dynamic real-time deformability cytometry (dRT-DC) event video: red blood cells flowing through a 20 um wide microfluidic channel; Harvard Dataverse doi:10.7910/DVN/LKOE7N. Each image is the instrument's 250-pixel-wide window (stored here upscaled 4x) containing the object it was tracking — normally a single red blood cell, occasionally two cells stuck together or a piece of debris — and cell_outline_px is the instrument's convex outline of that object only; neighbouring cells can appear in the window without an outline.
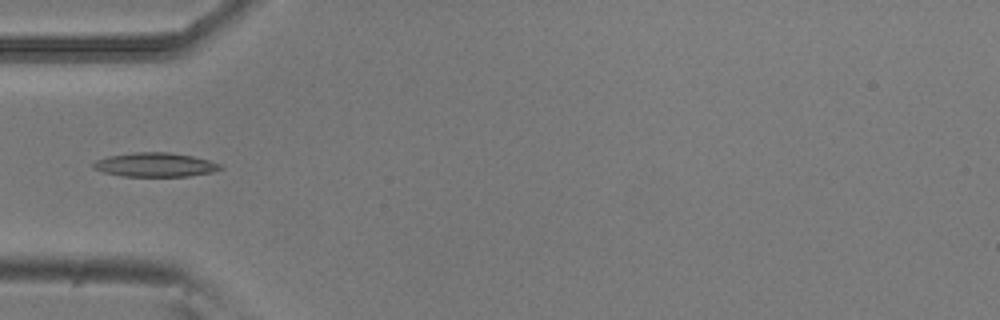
{"species": "common noctule bat (a hibernating species)", "species_latin": "Nyctalus noctula", "temperature_condition": "room temperature", "stored_images_in_passage": 5, "camera_frame_rate_fps": 3000, "um_per_image_px": 0.085, "animal": {"sex": "male", "body_mass_g": 20.5, "forearm_length_mm": 52.5}, "frame": {"image": 1, "passage_image": 4, "time_ms": 1.0, "image_size_px": [1000, 320], "cell_outline_px": [[224, 168], [212, 172], [188, 176], [120, 176], [104, 172], [92, 168], [92, 164], [96, 160], [108, 156], [136, 152], [168, 152], [192, 156], [208, 160], [220, 164]], "centroid_in_image_um": [13.17, 14.0], "position_along_channel_um": 71.8, "area_um2": 17.74}}
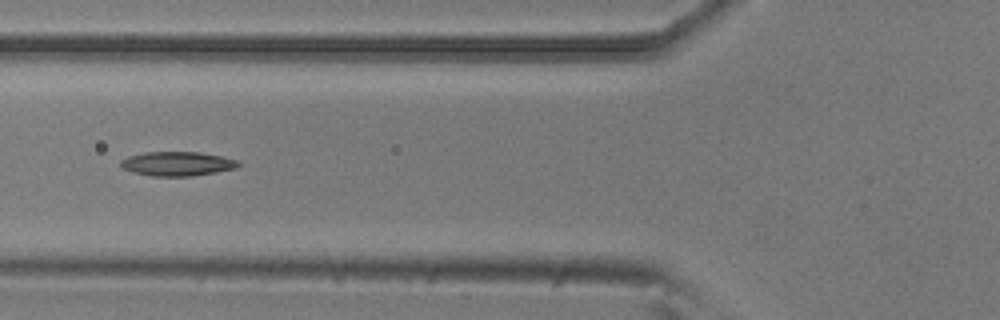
{"frame": {"image": 2, "passage_image": 5, "time_ms": 1.333, "image_size_px": [1000, 320], "cell_outline_px": [[240, 164], [236, 168], [216, 172], [192, 176], [152, 176], [132, 172], [124, 168], [120, 164], [120, 160], [128, 156], [144, 152], [200, 152], [240, 160]], "centroid_in_image_um": [15.08, 13.91], "position_along_channel_um": 110.7, "area_um2": 16.65}}